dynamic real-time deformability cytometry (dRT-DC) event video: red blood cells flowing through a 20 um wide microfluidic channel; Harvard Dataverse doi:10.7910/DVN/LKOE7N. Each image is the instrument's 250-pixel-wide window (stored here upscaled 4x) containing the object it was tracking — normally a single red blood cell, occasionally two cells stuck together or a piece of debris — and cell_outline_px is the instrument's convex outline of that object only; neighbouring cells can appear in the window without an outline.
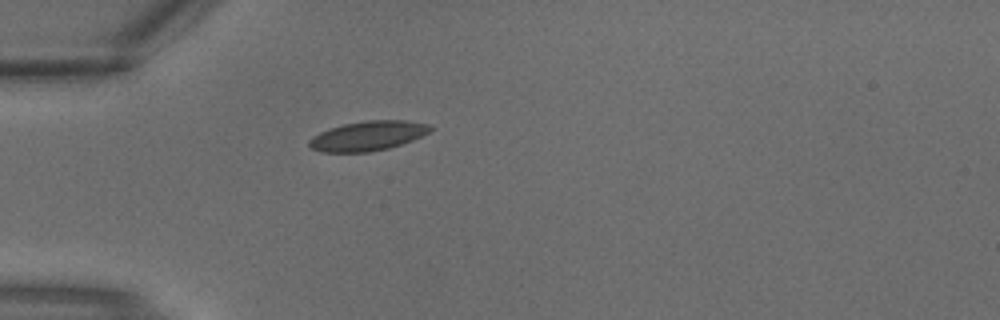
{"species": "common noctule bat (a hibernating species)", "species_latin": "Nyctalus noctula", "temperature_condition": "warm", "stored_images_in_passage": 1, "camera_frame_rate_fps": 3000, "um_per_image_px": 0.085, "animal": {"sex": "male", "body_mass_g": 18.8}, "frame": {"image": 1, "passage_image": 1, "time_ms": 0.0, "image_size_px": [1000, 320], "cell_outline_px": [[432, 128], [428, 132], [412, 140], [388, 148], [368, 152], [320, 152], [312, 148], [308, 144], [308, 140], [312, 136], [328, 128], [344, 124], [368, 120], [404, 120], [432, 124]], "centroid_in_image_um": [31.24, 11.54], "position_along_channel_um": 53.8, "area_um2": 20.87}}